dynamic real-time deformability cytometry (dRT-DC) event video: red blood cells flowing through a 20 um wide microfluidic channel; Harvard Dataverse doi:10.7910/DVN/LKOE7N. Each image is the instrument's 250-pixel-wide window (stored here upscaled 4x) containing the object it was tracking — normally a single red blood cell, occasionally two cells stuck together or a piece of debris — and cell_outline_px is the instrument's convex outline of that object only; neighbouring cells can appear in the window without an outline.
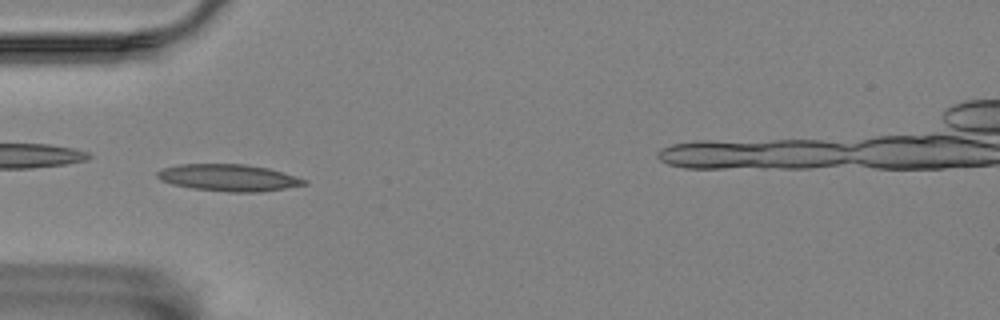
{"species": "Egyptian fruit bat (a non-hibernating species)", "species_latin": "Rousettus aegyptiacus", "temperature_condition": "room temperature", "stored_images_in_passage": 57, "camera_frame_rate_fps": 3000, "um_per_image_px": 0.085, "animal": {"sex": "female"}, "frame": {"image": 1, "passage_image": 17, "time_ms": 5.333, "image_size_px": [1000, 320], "cell_outline_px": [[308, 184], [260, 192], [228, 192], [192, 188], [172, 184], [160, 180], [156, 176], [156, 172], [164, 168], [180, 164], [244, 164], [268, 168], [308, 180]], "centroid_in_image_um": [19.42, 15.1], "position_along_channel_um": 65.6, "area_um2": 22.89}}
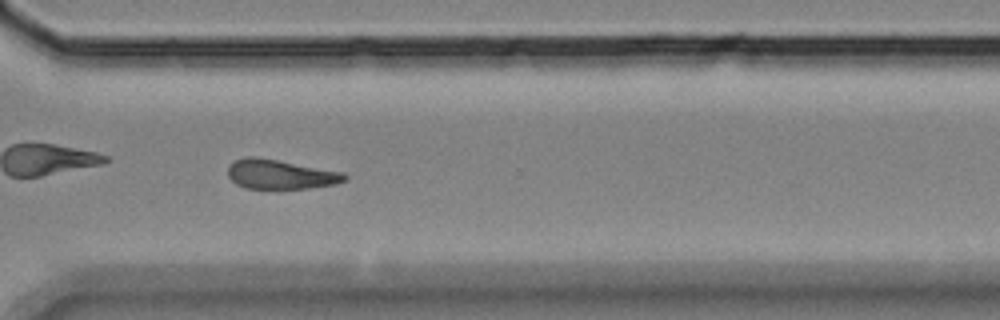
{"frame": {"image": 2, "passage_image": 41, "time_ms": 13.333, "image_size_px": [1000, 320], "cell_outline_px": [[348, 180], [336, 184], [308, 188], [244, 188], [236, 184], [228, 176], [228, 164], [236, 160], [248, 156], [252, 156], [276, 160], [344, 172], [348, 176]], "centroid_in_image_um": [23.84, 14.82], "position_along_channel_um": 346.8, "area_um2": 19.94}, "authors_computed_cell_mechanics": {"area_um2": 20.519, "velocity_mm_per_s": 3.5143, "shape_relaxation_time_tau1_ms": 4.2061, "shape_relaxation_time_tau2_ms": 10.9853, "deformation_change_tau1": 0.1237, "deformation_change_tau2": 0.239}}